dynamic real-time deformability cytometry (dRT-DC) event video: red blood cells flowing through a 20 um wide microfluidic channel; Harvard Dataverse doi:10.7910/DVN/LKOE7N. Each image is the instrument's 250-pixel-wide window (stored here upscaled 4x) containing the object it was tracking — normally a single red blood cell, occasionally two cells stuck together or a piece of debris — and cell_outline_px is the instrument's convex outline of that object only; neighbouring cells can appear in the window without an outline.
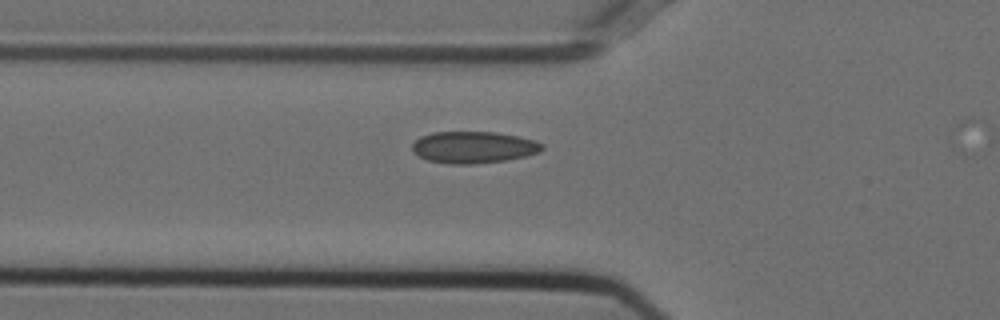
{"species": "Egyptian fruit bat (a non-hibernating species)", "species_latin": "Rousettus aegyptiacus", "temperature_condition": "cold", "stored_images_in_passage": 8, "camera_frame_rate_fps": 3000, "um_per_image_px": 0.085, "animal": {"sex": "female"}, "frame": {"image": 1, "passage_image": 6, "time_ms": 1.667, "image_size_px": [1000, 320], "cell_outline_px": [[544, 148], [540, 152], [508, 160], [472, 164], [448, 164], [428, 160], [412, 152], [412, 144], [420, 136], [432, 132], [496, 132], [520, 136], [536, 140], [544, 144]], "centroid_in_image_um": [40.27, 12.51], "position_along_channel_um": 85.5, "area_um2": 24.28}}